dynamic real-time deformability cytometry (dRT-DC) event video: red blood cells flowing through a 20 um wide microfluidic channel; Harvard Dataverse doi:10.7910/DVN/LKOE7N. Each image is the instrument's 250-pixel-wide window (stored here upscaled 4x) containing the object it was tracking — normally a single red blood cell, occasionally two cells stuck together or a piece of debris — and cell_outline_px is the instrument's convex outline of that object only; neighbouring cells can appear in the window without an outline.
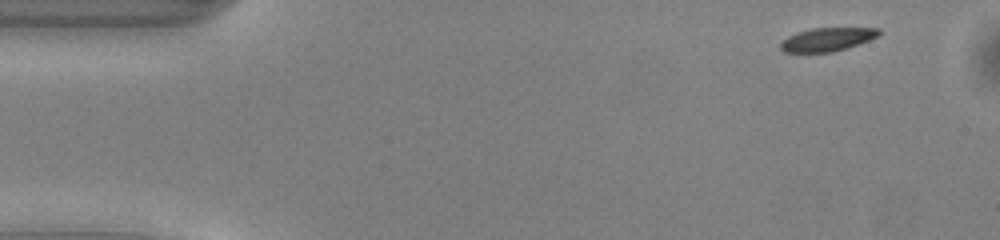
{"species": "common noctule bat (a hibernating species)", "species_latin": "Nyctalus noctula", "temperature_condition": "warm", "stored_images_in_passage": 7, "camera_frame_rate_fps": 3000, "um_per_image_px": 0.085, "animal": {"sex": "male", "body_mass_g": 13.0, "forearm_length_mm": 53.1}, "frame": {"image": 1, "passage_image": 1, "time_ms": 0.0, "image_size_px": [1000, 240], "cell_outline_px": [[880, 32], [876, 36], [868, 40], [848, 48], [832, 52], [784, 52], [780, 48], [780, 44], [788, 36], [796, 32], [812, 28], [880, 28]], "centroid_in_image_um": [70.29, 3.35], "position_along_channel_um": 14.7, "area_um2": 13.29}}